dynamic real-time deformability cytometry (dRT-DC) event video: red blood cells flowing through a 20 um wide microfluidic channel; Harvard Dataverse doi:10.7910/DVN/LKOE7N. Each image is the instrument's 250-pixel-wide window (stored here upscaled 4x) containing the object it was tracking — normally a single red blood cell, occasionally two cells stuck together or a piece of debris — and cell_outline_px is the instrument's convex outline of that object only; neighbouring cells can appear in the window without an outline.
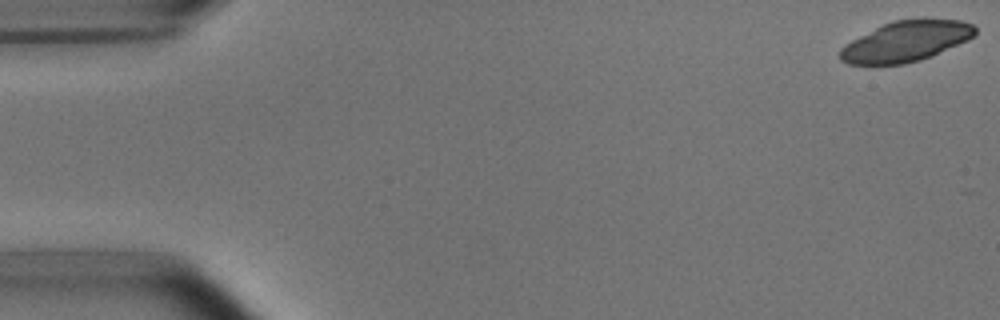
{"species": "common noctule bat (a hibernating species)", "species_latin": "Nyctalus noctula", "temperature_condition": "room temperature", "stored_images_in_passage": 14, "camera_frame_rate_fps": 3000, "um_per_image_px": 0.085, "animal": {"sex": "male", "body_mass_g": 15.6}, "frame": {"image": 1, "passage_image": 1, "time_ms": 0.0, "image_size_px": [1000, 320], "cell_outline_px": [[976, 32], [968, 40], [932, 56], [920, 60], [904, 64], [848, 64], [840, 60], [840, 48], [844, 44], [892, 20], [924, 16], [960, 20], [972, 24], [976, 28]], "centroid_in_image_um": [77.05, 3.47], "position_along_channel_um": 8.0, "area_um2": 32.31}}